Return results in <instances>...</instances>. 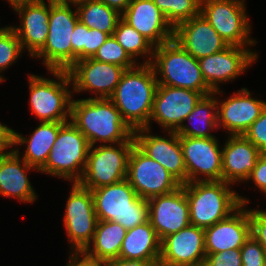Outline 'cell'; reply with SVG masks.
Returning <instances> with one entry per match:
<instances>
[{
    "instance_id": "cell-1",
    "label": "cell",
    "mask_w": 266,
    "mask_h": 266,
    "mask_svg": "<svg viewBox=\"0 0 266 266\" xmlns=\"http://www.w3.org/2000/svg\"><path fill=\"white\" fill-rule=\"evenodd\" d=\"M71 122L85 135L90 146L127 142L134 130L122 119L110 99H72Z\"/></svg>"
},
{
    "instance_id": "cell-2",
    "label": "cell",
    "mask_w": 266,
    "mask_h": 266,
    "mask_svg": "<svg viewBox=\"0 0 266 266\" xmlns=\"http://www.w3.org/2000/svg\"><path fill=\"white\" fill-rule=\"evenodd\" d=\"M157 86V76L151 63L137 64L123 72L109 99L133 130L149 126Z\"/></svg>"
},
{
    "instance_id": "cell-3",
    "label": "cell",
    "mask_w": 266,
    "mask_h": 266,
    "mask_svg": "<svg viewBox=\"0 0 266 266\" xmlns=\"http://www.w3.org/2000/svg\"><path fill=\"white\" fill-rule=\"evenodd\" d=\"M182 186L189 203L190 223L204 229L250 202L223 180L189 182Z\"/></svg>"
},
{
    "instance_id": "cell-4",
    "label": "cell",
    "mask_w": 266,
    "mask_h": 266,
    "mask_svg": "<svg viewBox=\"0 0 266 266\" xmlns=\"http://www.w3.org/2000/svg\"><path fill=\"white\" fill-rule=\"evenodd\" d=\"M151 64L158 85L185 88L200 92L203 96L214 93L203 78L199 60L175 39L155 47Z\"/></svg>"
},
{
    "instance_id": "cell-5",
    "label": "cell",
    "mask_w": 266,
    "mask_h": 266,
    "mask_svg": "<svg viewBox=\"0 0 266 266\" xmlns=\"http://www.w3.org/2000/svg\"><path fill=\"white\" fill-rule=\"evenodd\" d=\"M48 73L56 79L28 74L30 111L39 122H68L73 99L70 76L67 71Z\"/></svg>"
},
{
    "instance_id": "cell-6",
    "label": "cell",
    "mask_w": 266,
    "mask_h": 266,
    "mask_svg": "<svg viewBox=\"0 0 266 266\" xmlns=\"http://www.w3.org/2000/svg\"><path fill=\"white\" fill-rule=\"evenodd\" d=\"M91 192L98 220L118 222L127 230L148 221V201L126 179Z\"/></svg>"
},
{
    "instance_id": "cell-7",
    "label": "cell",
    "mask_w": 266,
    "mask_h": 266,
    "mask_svg": "<svg viewBox=\"0 0 266 266\" xmlns=\"http://www.w3.org/2000/svg\"><path fill=\"white\" fill-rule=\"evenodd\" d=\"M73 6L74 2L50 0L49 33L44 47L34 56L48 71H67L72 66L71 34L79 21Z\"/></svg>"
},
{
    "instance_id": "cell-8",
    "label": "cell",
    "mask_w": 266,
    "mask_h": 266,
    "mask_svg": "<svg viewBox=\"0 0 266 266\" xmlns=\"http://www.w3.org/2000/svg\"><path fill=\"white\" fill-rule=\"evenodd\" d=\"M90 144L70 121L59 130L45 165L38 171L66 181L78 182L84 173Z\"/></svg>"
},
{
    "instance_id": "cell-9",
    "label": "cell",
    "mask_w": 266,
    "mask_h": 266,
    "mask_svg": "<svg viewBox=\"0 0 266 266\" xmlns=\"http://www.w3.org/2000/svg\"><path fill=\"white\" fill-rule=\"evenodd\" d=\"M134 145L132 136L127 142L119 144L90 146L86 167L78 183L93 190L125 180L129 156Z\"/></svg>"
},
{
    "instance_id": "cell-10",
    "label": "cell",
    "mask_w": 266,
    "mask_h": 266,
    "mask_svg": "<svg viewBox=\"0 0 266 266\" xmlns=\"http://www.w3.org/2000/svg\"><path fill=\"white\" fill-rule=\"evenodd\" d=\"M245 6V0H201L200 14L228 45L256 46Z\"/></svg>"
},
{
    "instance_id": "cell-11",
    "label": "cell",
    "mask_w": 266,
    "mask_h": 266,
    "mask_svg": "<svg viewBox=\"0 0 266 266\" xmlns=\"http://www.w3.org/2000/svg\"><path fill=\"white\" fill-rule=\"evenodd\" d=\"M63 217L70 245V252H83L91 243L96 231L98 217L95 213L91 190L72 182Z\"/></svg>"
},
{
    "instance_id": "cell-12",
    "label": "cell",
    "mask_w": 266,
    "mask_h": 266,
    "mask_svg": "<svg viewBox=\"0 0 266 266\" xmlns=\"http://www.w3.org/2000/svg\"><path fill=\"white\" fill-rule=\"evenodd\" d=\"M126 180L142 199L173 192L181 184L159 163L133 146L127 167Z\"/></svg>"
},
{
    "instance_id": "cell-13",
    "label": "cell",
    "mask_w": 266,
    "mask_h": 266,
    "mask_svg": "<svg viewBox=\"0 0 266 266\" xmlns=\"http://www.w3.org/2000/svg\"><path fill=\"white\" fill-rule=\"evenodd\" d=\"M219 141L217 137L180 136L187 183L222 180V145Z\"/></svg>"
},
{
    "instance_id": "cell-14",
    "label": "cell",
    "mask_w": 266,
    "mask_h": 266,
    "mask_svg": "<svg viewBox=\"0 0 266 266\" xmlns=\"http://www.w3.org/2000/svg\"><path fill=\"white\" fill-rule=\"evenodd\" d=\"M125 69L93 58L76 61L68 70L73 93L92 92L89 99H109Z\"/></svg>"
},
{
    "instance_id": "cell-15",
    "label": "cell",
    "mask_w": 266,
    "mask_h": 266,
    "mask_svg": "<svg viewBox=\"0 0 266 266\" xmlns=\"http://www.w3.org/2000/svg\"><path fill=\"white\" fill-rule=\"evenodd\" d=\"M258 55L251 47L228 45L219 52L200 58L199 66L206 84L215 92L221 90L219 84L234 81L256 63Z\"/></svg>"
},
{
    "instance_id": "cell-16",
    "label": "cell",
    "mask_w": 266,
    "mask_h": 266,
    "mask_svg": "<svg viewBox=\"0 0 266 266\" xmlns=\"http://www.w3.org/2000/svg\"><path fill=\"white\" fill-rule=\"evenodd\" d=\"M203 97L200 92L165 85H158L154 96L151 121H155L166 134L177 131L195 105ZM151 126V127H150Z\"/></svg>"
},
{
    "instance_id": "cell-17",
    "label": "cell",
    "mask_w": 266,
    "mask_h": 266,
    "mask_svg": "<svg viewBox=\"0 0 266 266\" xmlns=\"http://www.w3.org/2000/svg\"><path fill=\"white\" fill-rule=\"evenodd\" d=\"M167 138L152 134L150 128L134 130L135 145L148 157L159 162L181 185L187 183L180 136L168 131Z\"/></svg>"
},
{
    "instance_id": "cell-18",
    "label": "cell",
    "mask_w": 266,
    "mask_h": 266,
    "mask_svg": "<svg viewBox=\"0 0 266 266\" xmlns=\"http://www.w3.org/2000/svg\"><path fill=\"white\" fill-rule=\"evenodd\" d=\"M148 201V220L160 241L190 225L189 203L183 186Z\"/></svg>"
},
{
    "instance_id": "cell-19",
    "label": "cell",
    "mask_w": 266,
    "mask_h": 266,
    "mask_svg": "<svg viewBox=\"0 0 266 266\" xmlns=\"http://www.w3.org/2000/svg\"><path fill=\"white\" fill-rule=\"evenodd\" d=\"M205 258L204 228L190 224L161 241L158 266H203Z\"/></svg>"
},
{
    "instance_id": "cell-20",
    "label": "cell",
    "mask_w": 266,
    "mask_h": 266,
    "mask_svg": "<svg viewBox=\"0 0 266 266\" xmlns=\"http://www.w3.org/2000/svg\"><path fill=\"white\" fill-rule=\"evenodd\" d=\"M265 108L266 102L253 98L245 87L226 100L217 97L218 129L228 135H243Z\"/></svg>"
},
{
    "instance_id": "cell-21",
    "label": "cell",
    "mask_w": 266,
    "mask_h": 266,
    "mask_svg": "<svg viewBox=\"0 0 266 266\" xmlns=\"http://www.w3.org/2000/svg\"><path fill=\"white\" fill-rule=\"evenodd\" d=\"M250 235L249 208L241 204L227 218L204 229L205 251L217 253L240 249Z\"/></svg>"
},
{
    "instance_id": "cell-22",
    "label": "cell",
    "mask_w": 266,
    "mask_h": 266,
    "mask_svg": "<svg viewBox=\"0 0 266 266\" xmlns=\"http://www.w3.org/2000/svg\"><path fill=\"white\" fill-rule=\"evenodd\" d=\"M121 18L155 47L174 39V28L153 0H130Z\"/></svg>"
},
{
    "instance_id": "cell-23",
    "label": "cell",
    "mask_w": 266,
    "mask_h": 266,
    "mask_svg": "<svg viewBox=\"0 0 266 266\" xmlns=\"http://www.w3.org/2000/svg\"><path fill=\"white\" fill-rule=\"evenodd\" d=\"M18 15L20 26H12L22 49L28 56H34L44 47L49 33L50 0L23 4L12 9ZM26 50V51H25Z\"/></svg>"
},
{
    "instance_id": "cell-24",
    "label": "cell",
    "mask_w": 266,
    "mask_h": 266,
    "mask_svg": "<svg viewBox=\"0 0 266 266\" xmlns=\"http://www.w3.org/2000/svg\"><path fill=\"white\" fill-rule=\"evenodd\" d=\"M19 149L14 147L0 153V195L23 203H33L38 195L27 175L31 170H38L21 158Z\"/></svg>"
},
{
    "instance_id": "cell-25",
    "label": "cell",
    "mask_w": 266,
    "mask_h": 266,
    "mask_svg": "<svg viewBox=\"0 0 266 266\" xmlns=\"http://www.w3.org/2000/svg\"><path fill=\"white\" fill-rule=\"evenodd\" d=\"M174 39L198 60L228 46L200 13L179 23L174 28Z\"/></svg>"
},
{
    "instance_id": "cell-26",
    "label": "cell",
    "mask_w": 266,
    "mask_h": 266,
    "mask_svg": "<svg viewBox=\"0 0 266 266\" xmlns=\"http://www.w3.org/2000/svg\"><path fill=\"white\" fill-rule=\"evenodd\" d=\"M261 155L244 135H228L222 147V180L232 185L245 183Z\"/></svg>"
},
{
    "instance_id": "cell-27",
    "label": "cell",
    "mask_w": 266,
    "mask_h": 266,
    "mask_svg": "<svg viewBox=\"0 0 266 266\" xmlns=\"http://www.w3.org/2000/svg\"><path fill=\"white\" fill-rule=\"evenodd\" d=\"M64 123L40 122L28 137L11 128V147H22L25 144L26 150L21 158L39 171L45 165L60 127Z\"/></svg>"
},
{
    "instance_id": "cell-28",
    "label": "cell",
    "mask_w": 266,
    "mask_h": 266,
    "mask_svg": "<svg viewBox=\"0 0 266 266\" xmlns=\"http://www.w3.org/2000/svg\"><path fill=\"white\" fill-rule=\"evenodd\" d=\"M161 241L149 220L127 230L119 257L145 263H159Z\"/></svg>"
},
{
    "instance_id": "cell-29",
    "label": "cell",
    "mask_w": 266,
    "mask_h": 266,
    "mask_svg": "<svg viewBox=\"0 0 266 266\" xmlns=\"http://www.w3.org/2000/svg\"><path fill=\"white\" fill-rule=\"evenodd\" d=\"M222 93H224L223 90H218L210 95L203 96L195 105L192 112L186 117L184 123L179 127L176 133L179 136L194 138L216 137L211 133L214 129H218L216 95H221ZM186 121L188 122V125L185 124Z\"/></svg>"
},
{
    "instance_id": "cell-30",
    "label": "cell",
    "mask_w": 266,
    "mask_h": 266,
    "mask_svg": "<svg viewBox=\"0 0 266 266\" xmlns=\"http://www.w3.org/2000/svg\"><path fill=\"white\" fill-rule=\"evenodd\" d=\"M127 229L115 221L98 220L91 243L83 253L92 259L108 261L119 257Z\"/></svg>"
},
{
    "instance_id": "cell-31",
    "label": "cell",
    "mask_w": 266,
    "mask_h": 266,
    "mask_svg": "<svg viewBox=\"0 0 266 266\" xmlns=\"http://www.w3.org/2000/svg\"><path fill=\"white\" fill-rule=\"evenodd\" d=\"M74 3L82 24L89 29H97L109 36L113 35L121 19L118 11L97 0H76Z\"/></svg>"
},
{
    "instance_id": "cell-32",
    "label": "cell",
    "mask_w": 266,
    "mask_h": 266,
    "mask_svg": "<svg viewBox=\"0 0 266 266\" xmlns=\"http://www.w3.org/2000/svg\"><path fill=\"white\" fill-rule=\"evenodd\" d=\"M113 36L136 63L137 58L140 57L144 60L143 62L138 61V64L152 63L155 46L122 18L119 20Z\"/></svg>"
},
{
    "instance_id": "cell-33",
    "label": "cell",
    "mask_w": 266,
    "mask_h": 266,
    "mask_svg": "<svg viewBox=\"0 0 266 266\" xmlns=\"http://www.w3.org/2000/svg\"><path fill=\"white\" fill-rule=\"evenodd\" d=\"M201 0H153L166 20L175 28L200 13Z\"/></svg>"
},
{
    "instance_id": "cell-34",
    "label": "cell",
    "mask_w": 266,
    "mask_h": 266,
    "mask_svg": "<svg viewBox=\"0 0 266 266\" xmlns=\"http://www.w3.org/2000/svg\"><path fill=\"white\" fill-rule=\"evenodd\" d=\"M23 49L18 36L11 26H4L0 30V78L5 81L3 73L14 64L19 56H23ZM22 54V55H21Z\"/></svg>"
},
{
    "instance_id": "cell-35",
    "label": "cell",
    "mask_w": 266,
    "mask_h": 266,
    "mask_svg": "<svg viewBox=\"0 0 266 266\" xmlns=\"http://www.w3.org/2000/svg\"><path fill=\"white\" fill-rule=\"evenodd\" d=\"M92 58L101 62L118 65L125 70L131 69L138 64L129 56L113 35L107 38Z\"/></svg>"
},
{
    "instance_id": "cell-36",
    "label": "cell",
    "mask_w": 266,
    "mask_h": 266,
    "mask_svg": "<svg viewBox=\"0 0 266 266\" xmlns=\"http://www.w3.org/2000/svg\"><path fill=\"white\" fill-rule=\"evenodd\" d=\"M240 250L242 266H266L265 249L252 235Z\"/></svg>"
},
{
    "instance_id": "cell-37",
    "label": "cell",
    "mask_w": 266,
    "mask_h": 266,
    "mask_svg": "<svg viewBox=\"0 0 266 266\" xmlns=\"http://www.w3.org/2000/svg\"><path fill=\"white\" fill-rule=\"evenodd\" d=\"M243 135L262 153H266V108Z\"/></svg>"
},
{
    "instance_id": "cell-38",
    "label": "cell",
    "mask_w": 266,
    "mask_h": 266,
    "mask_svg": "<svg viewBox=\"0 0 266 266\" xmlns=\"http://www.w3.org/2000/svg\"><path fill=\"white\" fill-rule=\"evenodd\" d=\"M203 266H242L241 250L231 249L217 253H206Z\"/></svg>"
},
{
    "instance_id": "cell-39",
    "label": "cell",
    "mask_w": 266,
    "mask_h": 266,
    "mask_svg": "<svg viewBox=\"0 0 266 266\" xmlns=\"http://www.w3.org/2000/svg\"><path fill=\"white\" fill-rule=\"evenodd\" d=\"M251 235L264 247L266 251V210L249 209Z\"/></svg>"
},
{
    "instance_id": "cell-40",
    "label": "cell",
    "mask_w": 266,
    "mask_h": 266,
    "mask_svg": "<svg viewBox=\"0 0 266 266\" xmlns=\"http://www.w3.org/2000/svg\"><path fill=\"white\" fill-rule=\"evenodd\" d=\"M87 39V26L78 21L71 34L72 65L79 60L85 59V45Z\"/></svg>"
},
{
    "instance_id": "cell-41",
    "label": "cell",
    "mask_w": 266,
    "mask_h": 266,
    "mask_svg": "<svg viewBox=\"0 0 266 266\" xmlns=\"http://www.w3.org/2000/svg\"><path fill=\"white\" fill-rule=\"evenodd\" d=\"M252 181L256 189H259L263 194H266V153L257 159L256 165L252 170L246 183Z\"/></svg>"
},
{
    "instance_id": "cell-42",
    "label": "cell",
    "mask_w": 266,
    "mask_h": 266,
    "mask_svg": "<svg viewBox=\"0 0 266 266\" xmlns=\"http://www.w3.org/2000/svg\"><path fill=\"white\" fill-rule=\"evenodd\" d=\"M109 35L97 29L87 27V39L85 45V58H92L98 48L107 40Z\"/></svg>"
},
{
    "instance_id": "cell-43",
    "label": "cell",
    "mask_w": 266,
    "mask_h": 266,
    "mask_svg": "<svg viewBox=\"0 0 266 266\" xmlns=\"http://www.w3.org/2000/svg\"><path fill=\"white\" fill-rule=\"evenodd\" d=\"M65 266H105V261L87 257L83 252H69Z\"/></svg>"
},
{
    "instance_id": "cell-44",
    "label": "cell",
    "mask_w": 266,
    "mask_h": 266,
    "mask_svg": "<svg viewBox=\"0 0 266 266\" xmlns=\"http://www.w3.org/2000/svg\"><path fill=\"white\" fill-rule=\"evenodd\" d=\"M11 148V128L0 122V153Z\"/></svg>"
},
{
    "instance_id": "cell-45",
    "label": "cell",
    "mask_w": 266,
    "mask_h": 266,
    "mask_svg": "<svg viewBox=\"0 0 266 266\" xmlns=\"http://www.w3.org/2000/svg\"><path fill=\"white\" fill-rule=\"evenodd\" d=\"M105 266H158V263H145L137 260L123 258L111 259L105 262Z\"/></svg>"
},
{
    "instance_id": "cell-46",
    "label": "cell",
    "mask_w": 266,
    "mask_h": 266,
    "mask_svg": "<svg viewBox=\"0 0 266 266\" xmlns=\"http://www.w3.org/2000/svg\"><path fill=\"white\" fill-rule=\"evenodd\" d=\"M103 2L105 5L112 9H115L120 14H122L128 7L130 0H97Z\"/></svg>"
},
{
    "instance_id": "cell-47",
    "label": "cell",
    "mask_w": 266,
    "mask_h": 266,
    "mask_svg": "<svg viewBox=\"0 0 266 266\" xmlns=\"http://www.w3.org/2000/svg\"><path fill=\"white\" fill-rule=\"evenodd\" d=\"M12 8H16L17 6L23 5V4H30V3H38L45 0H6Z\"/></svg>"
},
{
    "instance_id": "cell-48",
    "label": "cell",
    "mask_w": 266,
    "mask_h": 266,
    "mask_svg": "<svg viewBox=\"0 0 266 266\" xmlns=\"http://www.w3.org/2000/svg\"><path fill=\"white\" fill-rule=\"evenodd\" d=\"M60 1H70V2H74L76 0H60Z\"/></svg>"
}]
</instances>
